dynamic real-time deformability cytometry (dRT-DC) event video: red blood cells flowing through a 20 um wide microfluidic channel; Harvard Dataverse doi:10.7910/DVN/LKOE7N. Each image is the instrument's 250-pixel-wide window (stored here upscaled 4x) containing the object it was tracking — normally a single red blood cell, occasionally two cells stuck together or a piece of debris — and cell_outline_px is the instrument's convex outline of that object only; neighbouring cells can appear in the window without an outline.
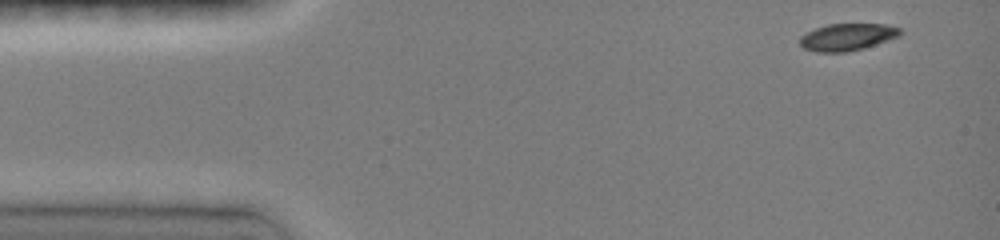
{"species": "common noctule bat (a hibernating species)", "species_latin": "Nyctalus noctula", "temperature_condition": "room temperature", "stored_images_in_passage": 6, "camera_frame_rate_fps": 3000, "um_per_image_px": 0.085, "animal": {"sex": "female", "body_mass_g": 19.0, "forearm_length_mm": 51.5}, "frame": {"image": 1, "passage_image": 1, "time_ms": 0.0, "image_size_px": [1000, 240], "cell_outline_px": [[904, 32], [900, 36], [864, 48], [848, 52], [816, 52], [804, 48], [800, 44], [800, 36], [816, 28], [828, 24], [884, 24], [900, 28]], "centroid_in_image_um": [72.05, 3.15], "position_along_channel_um": 13.0, "area_um2": 15.84}}
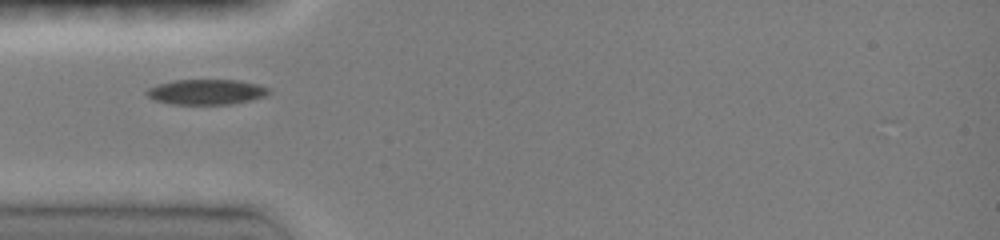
{"frame": {"image": 2, "passage_image": 6, "time_ms": 3.667, "image_size_px": [1000, 240], "cell_outline_px": [[272, 92], [264, 96], [252, 100], [232, 104], [172, 104], [156, 100], [148, 96], [144, 92], [148, 88], [156, 84], [176, 80], [240, 80], [260, 84], [268, 88]], "centroid_in_image_um": [17.57, 7.81], "position_along_channel_um": 67.4, "area_um2": 18.09}}